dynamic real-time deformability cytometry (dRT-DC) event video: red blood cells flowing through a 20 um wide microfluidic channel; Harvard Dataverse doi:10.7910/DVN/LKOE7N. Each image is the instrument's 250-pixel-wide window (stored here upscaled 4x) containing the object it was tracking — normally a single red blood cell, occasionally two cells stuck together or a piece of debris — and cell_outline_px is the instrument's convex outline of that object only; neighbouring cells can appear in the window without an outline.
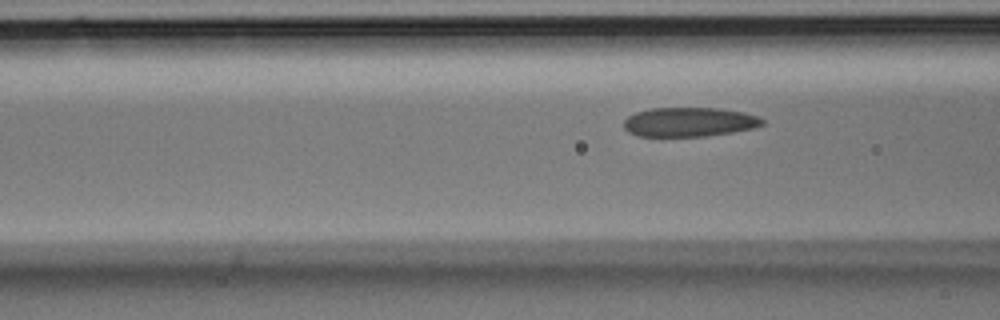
{"species": "Egyptian fruit bat (a non-hibernating species)", "species_latin": "Rousettus aegyptiacus", "temperature_condition": "room temperature", "stored_images_in_passage": 6, "camera_frame_rate_fps": 3000, "um_per_image_px": 0.085, "animal": {"sex": "male"}, "frame": {"image": 1, "passage_image": 6, "time_ms": 1.667, "image_size_px": [1000, 320], "cell_outline_px": [[764, 124], [756, 128], [708, 136], [636, 136], [628, 132], [624, 128], [624, 120], [628, 116], [636, 112], [652, 108], [720, 108], [744, 112], [760, 116], [764, 120]], "centroid_in_image_um": [58.62, 10.37], "position_along_channel_um": 108.0, "area_um2": 23.87}}